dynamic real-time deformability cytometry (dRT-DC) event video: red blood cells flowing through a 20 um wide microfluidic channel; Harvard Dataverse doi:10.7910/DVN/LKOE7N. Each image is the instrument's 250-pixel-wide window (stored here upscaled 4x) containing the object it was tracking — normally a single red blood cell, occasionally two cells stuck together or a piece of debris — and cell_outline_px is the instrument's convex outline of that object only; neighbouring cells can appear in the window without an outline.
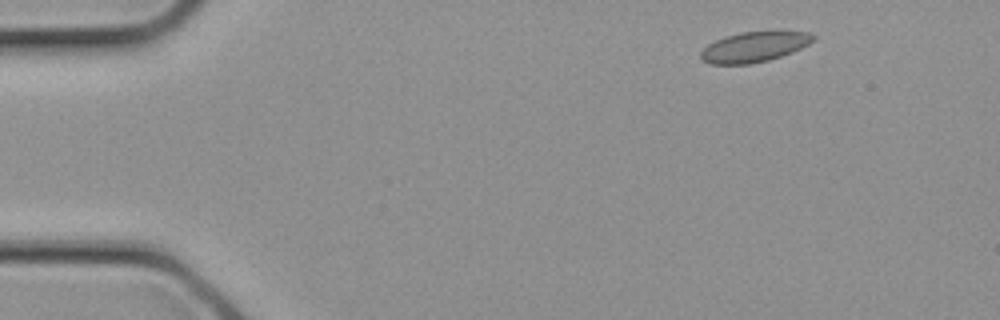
{"species": "common noctule bat (a hibernating species)", "species_latin": "Nyctalus noctula", "temperature_condition": "cold", "stored_images_in_passage": 2, "camera_frame_rate_fps": 3000, "um_per_image_px": 0.085, "animal": {"sex": "female", "body_mass_g": 21.9}, "frame": {"image": 1, "passage_image": 1, "time_ms": 0.0, "image_size_px": [1000, 320], "cell_outline_px": [[816, 40], [792, 52], [768, 60], [748, 64], [712, 64], [700, 60], [700, 52], [708, 44], [716, 40], [740, 32], [808, 32], [816, 36]], "centroid_in_image_um": [64.09, 4.0], "position_along_channel_um": 20.9, "area_um2": 19.54}}